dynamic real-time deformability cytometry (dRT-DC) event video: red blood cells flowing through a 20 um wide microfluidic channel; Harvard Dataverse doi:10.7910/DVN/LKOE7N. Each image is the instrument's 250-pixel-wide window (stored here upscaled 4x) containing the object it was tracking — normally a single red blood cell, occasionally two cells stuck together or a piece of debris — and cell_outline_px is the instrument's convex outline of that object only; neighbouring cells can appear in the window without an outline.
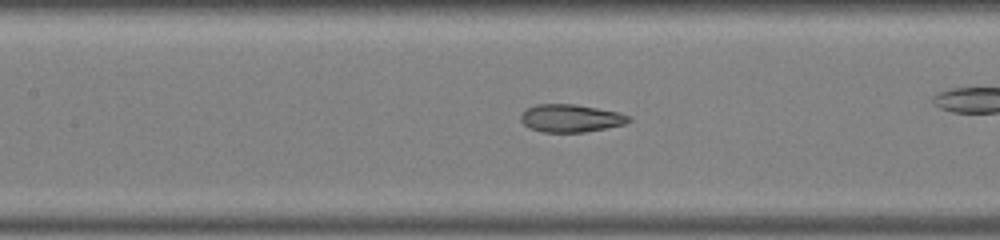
{"species": "common noctule bat (a hibernating species)", "species_latin": "Nyctalus noctula", "temperature_condition": "warm", "stored_images_in_passage": 47, "camera_frame_rate_fps": 3000, "um_per_image_px": 0.085, "animal": {"sex": "male", "body_mass_g": 19.0, "forearm_length_mm": 50.8}, "frame": {"image": 1, "passage_image": 21, "time_ms": 6.667, "image_size_px": [1000, 240], "cell_outline_px": [[632, 120], [624, 124], [584, 132], [544, 132], [528, 128], [520, 120], [520, 116], [528, 108], [536, 104], [576, 104], [616, 112], [628, 116]], "centroid_in_image_um": [48.47, 10.05], "position_along_channel_um": 158.9, "area_um2": 17.22}}
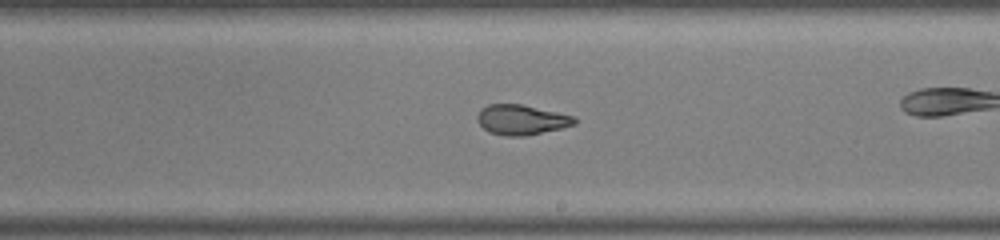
{"frame": {"image": 2, "passage_image": 27, "time_ms": 8.667, "image_size_px": [1000, 240], "cell_outline_px": [[576, 124], [560, 128], [524, 136], [504, 136], [488, 132], [476, 120], [476, 116], [488, 104], [520, 104], [576, 116]], "centroid_in_image_um": [44.32, 10.18], "position_along_channel_um": 244.7, "area_um2": 16.88}}